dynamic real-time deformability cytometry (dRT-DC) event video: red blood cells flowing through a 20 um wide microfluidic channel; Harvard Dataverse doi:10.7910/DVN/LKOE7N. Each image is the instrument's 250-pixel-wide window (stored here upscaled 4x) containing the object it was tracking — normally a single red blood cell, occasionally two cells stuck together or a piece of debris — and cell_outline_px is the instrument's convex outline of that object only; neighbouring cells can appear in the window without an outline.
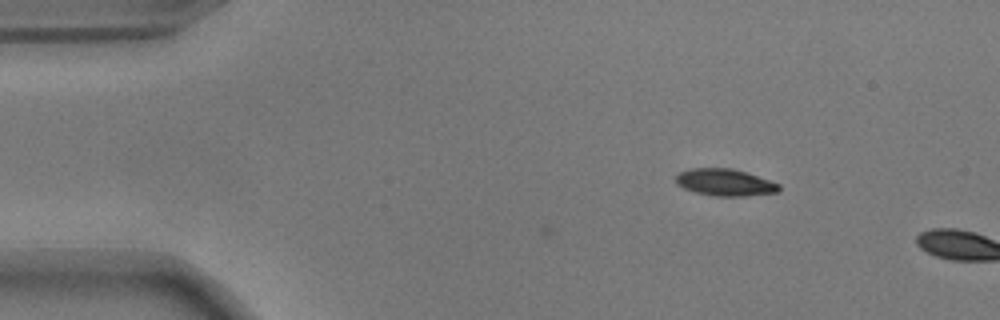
{"species": "common noctule bat (a hibernating species)", "species_latin": "Nyctalus noctula", "temperature_condition": "warm", "stored_images_in_passage": 5, "camera_frame_rate_fps": 3000, "um_per_image_px": 0.085, "animal": {"sex": "male", "body_mass_g": 17.9}, "frame": {"image": 1, "passage_image": 5, "time_ms": 1.333, "image_size_px": [1000, 320], "cell_outline_px": [[780, 188], [776, 192], [744, 196], [716, 196], [696, 192], [684, 188], [676, 184], [676, 176], [680, 172], [688, 168], [732, 168], [780, 184]], "centroid_in_image_um": [61.58, 15.5], "position_along_channel_um": 23.4, "area_um2": 15.95}}